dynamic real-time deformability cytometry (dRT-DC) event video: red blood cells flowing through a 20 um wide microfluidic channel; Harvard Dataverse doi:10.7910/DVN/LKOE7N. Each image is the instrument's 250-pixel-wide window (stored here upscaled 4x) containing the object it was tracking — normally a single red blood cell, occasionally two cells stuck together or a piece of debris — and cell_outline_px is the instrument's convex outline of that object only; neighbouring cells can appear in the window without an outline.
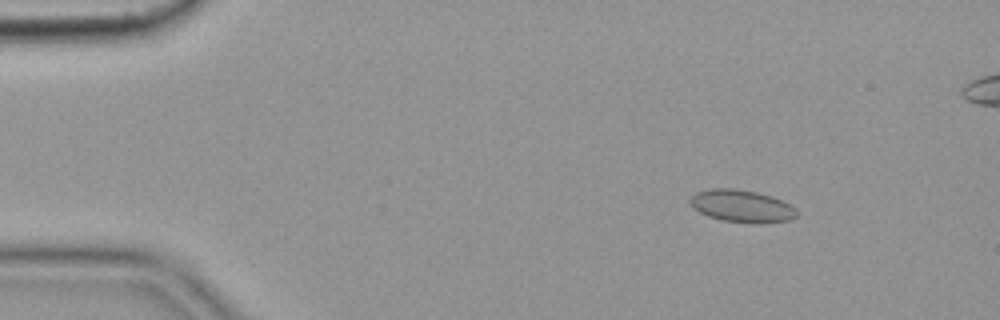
{"species": "common noctule bat (a hibernating species)", "species_latin": "Nyctalus noctula", "temperature_condition": "cold", "stored_images_in_passage": 57, "camera_frame_rate_fps": 3000, "um_per_image_px": 0.085, "animal": {"sex": "female", "body_mass_g": 19.9}, "frame": {"image": 1, "passage_image": 8, "time_ms": 2.333, "image_size_px": [1000, 320], "cell_outline_px": [[796, 216], [792, 220], [752, 224], [720, 220], [708, 216], [692, 208], [688, 200], [696, 192], [712, 188], [736, 188], [756, 192], [772, 196], [788, 204], [796, 212]], "centroid_in_image_um": [63.0, 17.52], "position_along_channel_um": 22.0, "area_um2": 20.17}}
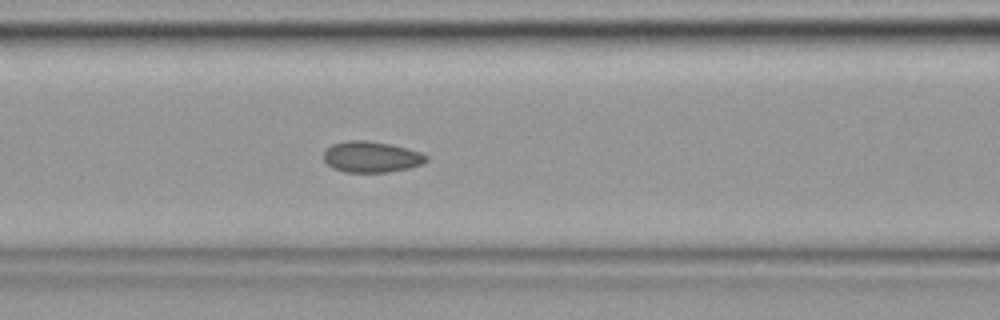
{"frame": {"image": 2, "passage_image": 24, "time_ms": 7.667, "image_size_px": [1000, 320], "cell_outline_px": [[428, 160], [420, 164], [408, 168], [388, 172], [344, 172], [332, 168], [324, 160], [324, 152], [332, 144], [348, 140], [364, 140], [388, 144], [420, 152], [428, 156]], "centroid_in_image_um": [31.54, 13.34], "position_along_channel_um": 135.1, "area_um2": 18.32}}
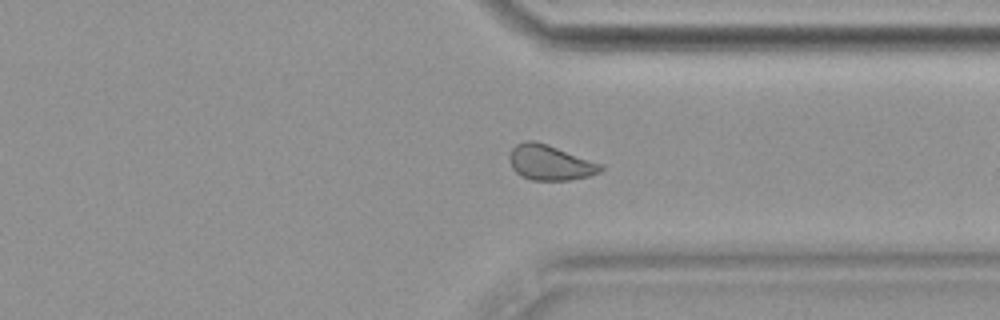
{"frame": {"image": 3, "passage_image": 43, "time_ms": 14.0, "image_size_px": [1000, 320], "cell_outline_px": [[604, 168], [600, 172], [588, 176], [568, 180], [532, 180], [520, 176], [512, 168], [508, 160], [508, 156], [512, 148], [516, 144], [528, 140], [532, 140], [548, 144], [604, 164]], "centroid_in_image_um": [46.75, 13.81], "position_along_channel_um": 364.6, "area_um2": 18.96}, "authors_computed_cell_mechanics": {"area_um2": 19.1318, "velocity_mm_per_s": 3.6191, "shape_relaxation_time_tau1_ms": null, "shape_relaxation_time_tau2_ms": 1.5794, "deformation_change_tau1": null, "deformation_change_tau2": 0.056}}